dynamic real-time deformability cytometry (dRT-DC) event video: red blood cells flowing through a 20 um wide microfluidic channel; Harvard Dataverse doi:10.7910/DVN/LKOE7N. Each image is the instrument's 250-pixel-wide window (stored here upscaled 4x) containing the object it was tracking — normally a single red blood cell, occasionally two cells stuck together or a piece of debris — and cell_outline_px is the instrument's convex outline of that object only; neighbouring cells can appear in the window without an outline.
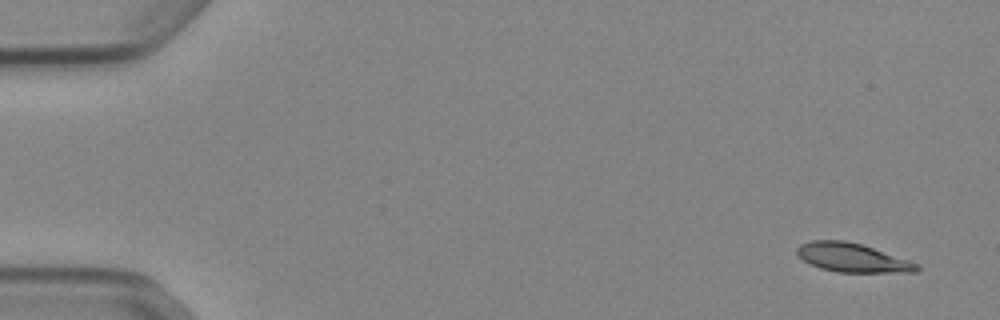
{"species": "Egyptian fruit bat (a non-hibernating species)", "species_latin": "Rousettus aegyptiacus", "temperature_condition": "cold", "stored_images_in_passage": 51, "camera_frame_rate_fps": 3000, "um_per_image_px": 0.085, "animal": {"sex": "female"}, "frame": {"image": 1, "passage_image": 1, "time_ms": 0.0, "image_size_px": [1000, 320], "cell_outline_px": [[920, 268], [916, 272], [840, 272], [820, 268], [804, 260], [796, 252], [796, 248], [800, 244], [812, 240], [844, 240], [860, 244], [920, 264]], "centroid_in_image_um": [72.44, 21.9], "position_along_channel_um": 12.6, "area_um2": 19.83}}
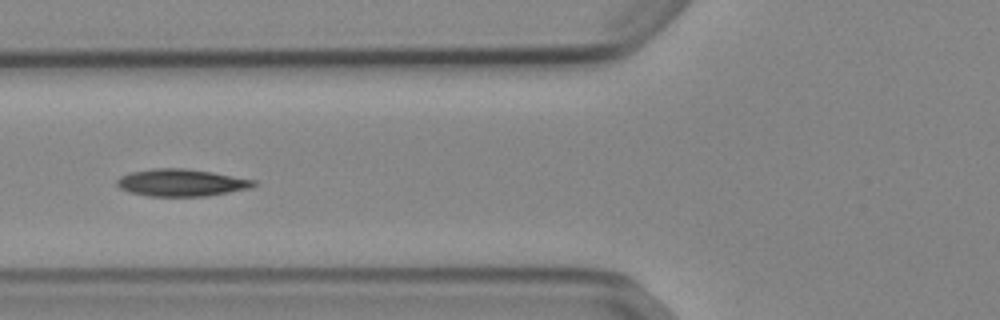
{"frame": {"image": 2, "passage_image": 19, "time_ms": 6.0, "image_size_px": [1000, 320], "cell_outline_px": [[256, 184], [252, 188], [208, 196], [148, 196], [132, 192], [120, 188], [116, 184], [116, 180], [120, 176], [132, 172], [152, 168], [184, 168], [212, 172], [256, 180]], "centroid_in_image_um": [15.43, 15.52], "position_along_channel_um": 110.4, "area_um2": 21.68}}
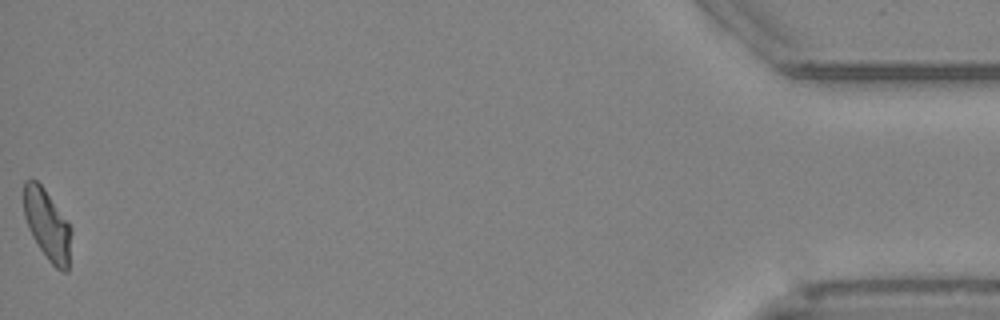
{"frame": {"image": 3, "passage_image": 51, "time_ms": 16.667, "image_size_px": [1000, 320], "cell_outline_px": [[72, 232], [68, 272], [64, 272], [56, 268], [48, 260], [32, 236], [28, 228], [24, 216], [24, 180], [36, 180], [44, 188], [72, 228]], "centroid_in_image_um": [4.03, 19.13], "position_along_channel_um": 431.2, "area_um2": 19.48}, "authors_computed_cell_mechanics": {"area_um2": 20.2878, "velocity_mm_per_s": 3.881, "shape_relaxation_time_tau1_ms": 9.8885, "shape_relaxation_time_tau2_ms": 3.5829, "deformation_change_tau1": 0.2162, "deformation_change_tau2": 0.0818}}